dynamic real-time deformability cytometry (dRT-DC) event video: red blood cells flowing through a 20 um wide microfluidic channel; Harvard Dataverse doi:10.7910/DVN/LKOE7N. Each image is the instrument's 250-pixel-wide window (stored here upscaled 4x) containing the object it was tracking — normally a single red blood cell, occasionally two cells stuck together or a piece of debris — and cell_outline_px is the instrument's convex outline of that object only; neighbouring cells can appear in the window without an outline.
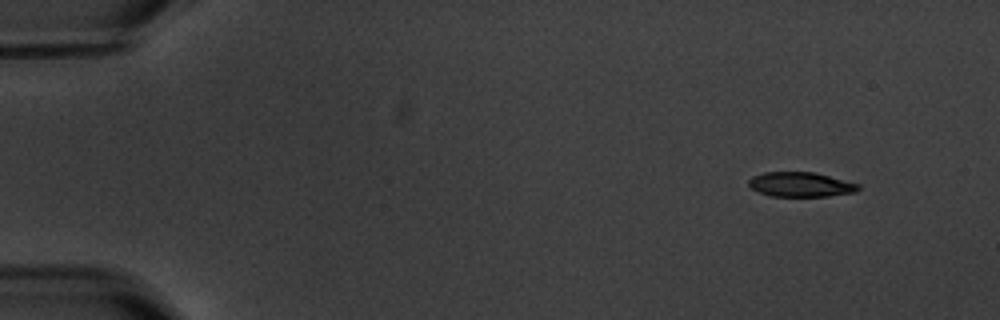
{"species": "common noctule bat (a hibernating species)", "species_latin": "Nyctalus noctula", "temperature_condition": "warm", "stored_images_in_passage": 9, "camera_frame_rate_fps": 3000, "um_per_image_px": 0.085, "animal": {"sex": "male", "body_mass_g": 20.1, "forearm_length_mm": 53.5}, "frame": {"image": 1, "passage_image": 1, "time_ms": 0.0, "image_size_px": [1000, 320], "cell_outline_px": [[860, 188], [856, 192], [828, 196], [772, 196], [760, 192], [752, 188], [748, 184], [748, 180], [752, 176], [764, 172], [816, 172], [860, 184]], "centroid_in_image_um": [68.08, 15.67], "position_along_channel_um": 16.9, "area_um2": 15.78}}
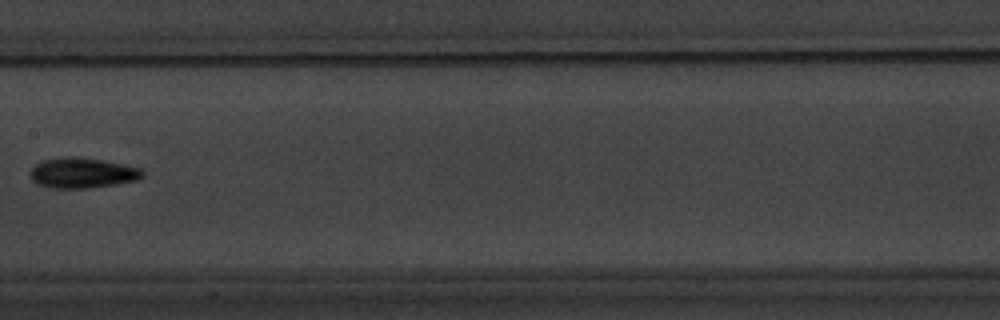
{"frame": {"image": 2, "passage_image": 8, "time_ms": 8.333, "image_size_px": [1000, 320], "cell_outline_px": [[144, 176], [136, 180], [112, 184], [84, 188], [52, 188], [36, 184], [32, 180], [32, 168], [36, 164], [44, 160], [68, 156], [104, 160], [140, 168], [144, 172]], "centroid_in_image_um": [7.0, 14.69], "position_along_channel_um": 200.4, "area_um2": 19.48}}